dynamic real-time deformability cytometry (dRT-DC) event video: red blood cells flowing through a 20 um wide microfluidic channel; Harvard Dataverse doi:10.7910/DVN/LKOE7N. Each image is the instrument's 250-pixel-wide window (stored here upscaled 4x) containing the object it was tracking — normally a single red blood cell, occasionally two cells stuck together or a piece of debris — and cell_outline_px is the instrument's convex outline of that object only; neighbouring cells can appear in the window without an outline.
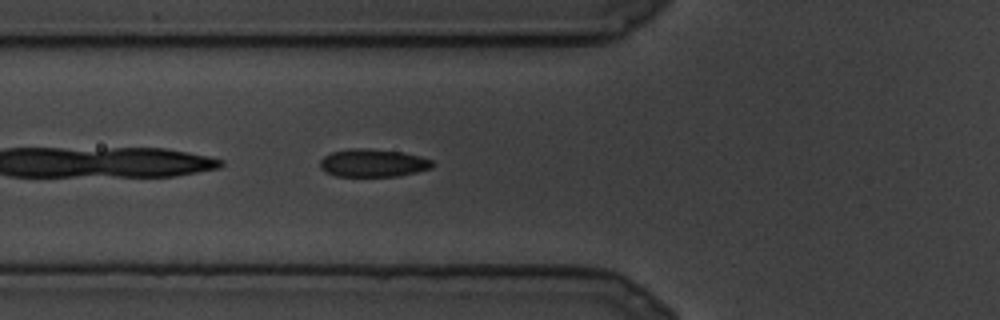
{"species": "common noctule bat (a hibernating species)", "species_latin": "Nyctalus noctula", "temperature_condition": "cold", "stored_images_in_passage": 7, "camera_frame_rate_fps": 3000, "um_per_image_px": 0.085, "animal": {"sex": "male", "body_mass_g": 19.5, "forearm_length_mm": 54.6}, "frame": {"image": 1, "passage_image": 2, "time_ms": 0.333, "image_size_px": [1000, 320], "cell_outline_px": [[436, 164], [432, 168], [400, 176], [336, 176], [324, 172], [320, 168], [320, 160], [324, 156], [332, 152], [352, 148], [368, 148], [400, 152], [420, 156], [432, 160]], "centroid_in_image_um": [31.71, 13.86], "position_along_channel_um": 94.1, "area_um2": 18.38}}
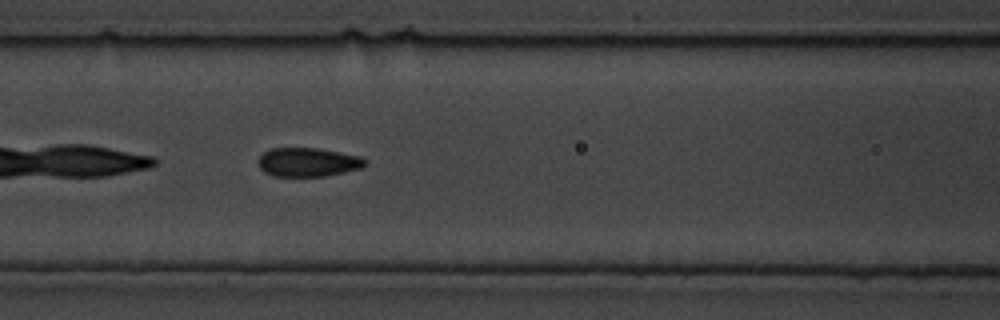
{"frame": {"image": 2, "passage_image": 4, "time_ms": 1.0, "image_size_px": [1000, 320], "cell_outline_px": [[368, 164], [360, 168], [344, 172], [324, 176], [272, 176], [264, 172], [260, 168], [256, 160], [264, 152], [272, 148], [316, 148], [340, 152], [360, 156], [368, 160]], "centroid_in_image_um": [26.17, 13.78], "position_along_channel_um": 140.4, "area_um2": 18.09}}
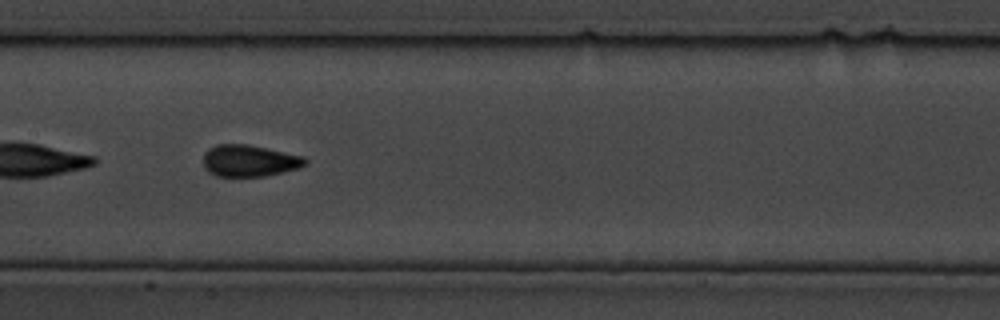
{"frame": {"image": 3, "passage_image": 6, "time_ms": 1.667, "image_size_px": [1000, 320], "cell_outline_px": [[308, 164], [300, 168], [264, 176], [216, 176], [208, 172], [204, 168], [204, 152], [208, 148], [216, 144], [248, 144], [268, 148], [304, 156], [308, 160]], "centroid_in_image_um": [21.21, 13.65], "position_along_channel_um": 186.2, "area_um2": 19.07}}